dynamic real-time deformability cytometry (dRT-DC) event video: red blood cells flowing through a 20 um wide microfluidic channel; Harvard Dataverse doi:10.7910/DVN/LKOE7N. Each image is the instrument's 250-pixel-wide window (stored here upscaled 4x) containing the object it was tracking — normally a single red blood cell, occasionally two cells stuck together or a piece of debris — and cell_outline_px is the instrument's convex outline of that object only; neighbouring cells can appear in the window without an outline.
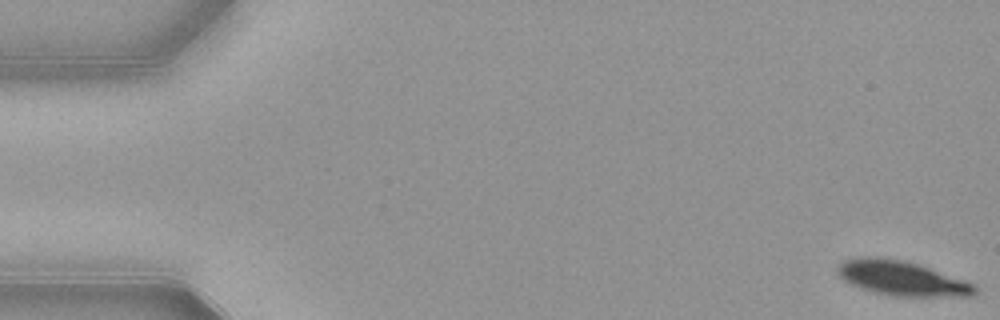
{"species": "common noctule bat (a hibernating species)", "species_latin": "Nyctalus noctula", "temperature_condition": "warm", "stored_images_in_passage": 54, "camera_frame_rate_fps": 3000, "um_per_image_px": 0.085, "animal": {"sex": "female", "body_mass_g": 21.9}, "frame": {"image": 1, "passage_image": 1, "time_ms": 0.0, "image_size_px": [1000, 320], "cell_outline_px": [[976, 292], [972, 296], [892, 296], [872, 292], [860, 288], [844, 280], [836, 272], [836, 268], [844, 260], [860, 256], [880, 256], [900, 260], [916, 264], [976, 284]], "centroid_in_image_um": [76.6, 23.65], "position_along_channel_um": 8.4, "area_um2": 27.57}}
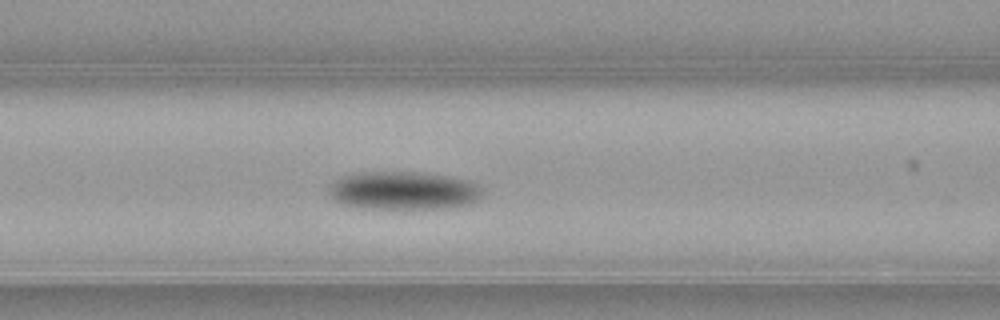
{"frame": {"image": 2, "passage_image": 22, "time_ms": 7.0, "image_size_px": [1000, 320], "cell_outline_px": [[484, 192], [480, 200], [472, 204], [444, 208], [368, 208], [340, 204], [328, 192], [328, 184], [340, 176], [352, 172], [428, 172], [468, 180], [480, 184]], "centroid_in_image_um": [34.32, 16.18], "position_along_channel_um": 132.3, "area_um2": 34.85}}
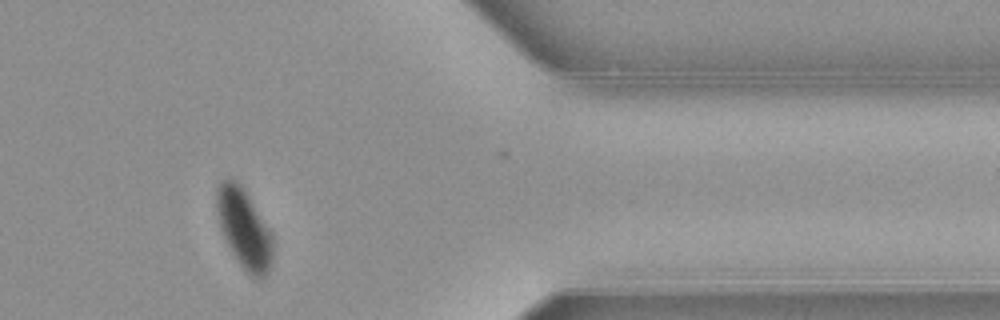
{"frame": {"image": 3, "passage_image": 44, "time_ms": 14.333, "image_size_px": [1000, 320], "cell_outline_px": [[272, 264], [268, 272], [264, 276], [252, 276], [236, 260], [220, 228], [216, 208], [216, 188], [228, 176], [232, 176], [244, 188], [272, 232]], "centroid_in_image_um": [20.74, 19.37], "position_along_channel_um": 390.7, "area_um2": 25.95}}